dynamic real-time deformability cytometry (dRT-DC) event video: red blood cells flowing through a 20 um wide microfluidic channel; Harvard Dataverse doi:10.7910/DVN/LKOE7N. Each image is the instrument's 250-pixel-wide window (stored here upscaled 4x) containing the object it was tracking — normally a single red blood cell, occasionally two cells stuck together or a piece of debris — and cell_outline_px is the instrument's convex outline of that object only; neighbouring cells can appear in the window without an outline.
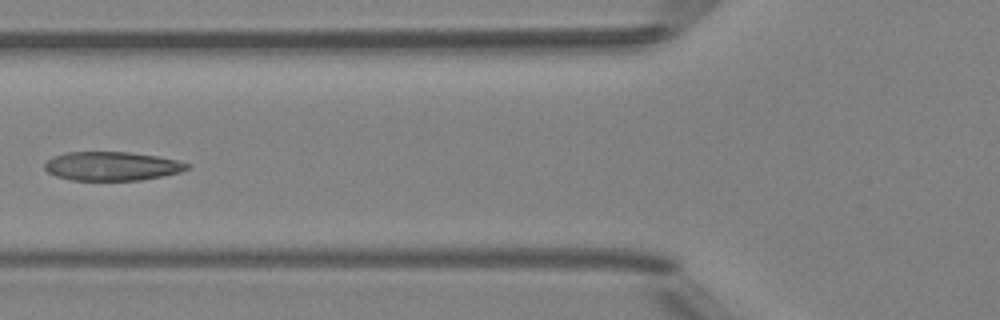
{"species": "Egyptian fruit bat (a non-hibernating species)", "species_latin": "Rousettus aegyptiacus", "temperature_condition": "room temperature", "stored_images_in_passage": 5, "camera_frame_rate_fps": 3000, "um_per_image_px": 0.085, "animal": {"sex": "female"}, "frame": {"image": 1, "passage_image": 4, "time_ms": 4.333, "image_size_px": [1000, 320], "cell_outline_px": [[192, 164], [188, 168], [180, 172], [140, 180], [72, 180], [56, 176], [48, 172], [44, 168], [44, 164], [52, 156], [68, 152], [128, 152], [156, 156], [176, 160]], "centroid_in_image_um": [9.49, 14.12], "position_along_channel_um": 116.3, "area_um2": 23.81}}
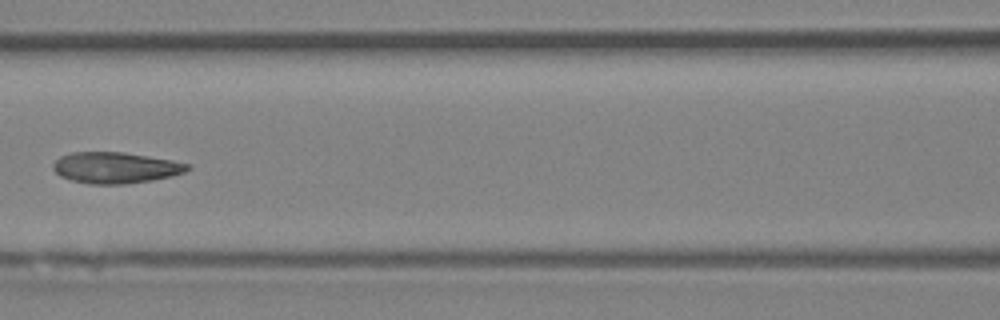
{"frame": {"image": 2, "passage_image": 5, "time_ms": 5.333, "image_size_px": [1000, 320], "cell_outline_px": [[192, 168], [184, 172], [172, 176], [152, 180], [124, 184], [88, 184], [72, 180], [60, 176], [52, 168], [52, 164], [60, 156], [72, 152], [124, 152], [172, 160], [192, 164]], "centroid_in_image_um": [9.83, 14.25], "position_along_channel_um": 156.8, "area_um2": 24.51}}